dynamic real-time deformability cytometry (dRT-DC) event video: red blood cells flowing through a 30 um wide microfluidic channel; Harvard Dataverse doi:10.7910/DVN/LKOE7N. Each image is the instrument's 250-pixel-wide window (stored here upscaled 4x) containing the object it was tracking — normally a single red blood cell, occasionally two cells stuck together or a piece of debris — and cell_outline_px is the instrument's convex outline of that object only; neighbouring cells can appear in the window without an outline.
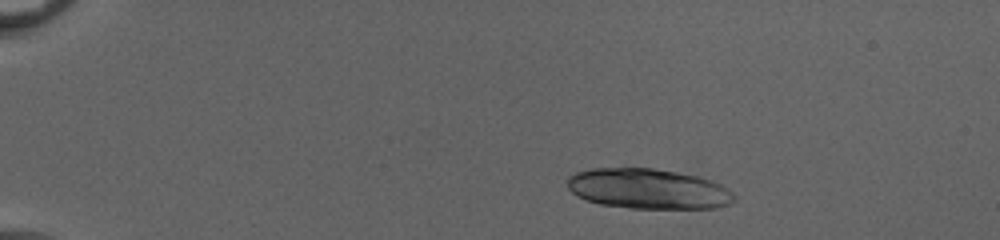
{"species": "common noctule bat (a hibernating species)", "species_latin": "Nyctalus noctula", "temperature_condition": "cold", "stored_images_in_passage": 20, "camera_frame_rate_fps": 3000, "um_per_image_px": 0.085, "animal": {"sex": "female", "body_mass_g": 20.0, "forearm_length_mm": 54.0}, "frame": {"image": 1, "passage_image": 7, "time_ms": 2.0, "image_size_px": [1000, 240], "cell_outline_px": [[736, 200], [728, 204], [716, 208], [632, 208], [600, 204], [576, 196], [568, 188], [568, 176], [576, 172], [592, 168], [652, 168], [676, 172], [696, 176], [712, 180], [728, 188], [736, 196]], "centroid_in_image_um": [55.1, 16.05], "position_along_channel_um": 29.9, "area_um2": 39.07}}